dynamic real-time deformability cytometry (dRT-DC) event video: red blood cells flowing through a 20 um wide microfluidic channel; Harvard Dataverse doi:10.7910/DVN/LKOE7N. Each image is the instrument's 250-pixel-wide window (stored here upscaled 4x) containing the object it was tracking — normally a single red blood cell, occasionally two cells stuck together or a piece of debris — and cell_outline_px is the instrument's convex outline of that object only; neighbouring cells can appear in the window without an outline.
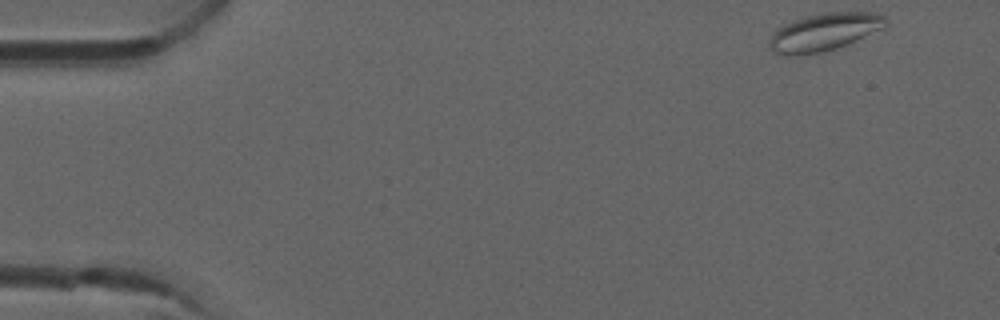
{"species": "common noctule bat (a hibernating species)", "species_latin": "Nyctalus noctula", "temperature_condition": "room temperature", "stored_images_in_passage": 7, "camera_frame_rate_fps": 3000, "um_per_image_px": 0.085, "animal": {"sex": "male", "forearm_length_mm": 52.5}, "frame": {"image": 1, "passage_image": 1, "time_ms": 0.0, "image_size_px": [1000, 320], "cell_outline_px": [[888, 20], [884, 28], [848, 44], [836, 48], [820, 52], [800, 56], [784, 56], [772, 52], [768, 44], [768, 40], [776, 28], [784, 24], [804, 16], [824, 12], [876, 12], [884, 16]], "centroid_in_image_um": [70.02, 2.73], "position_along_channel_um": 15.0, "area_um2": 25.95}}
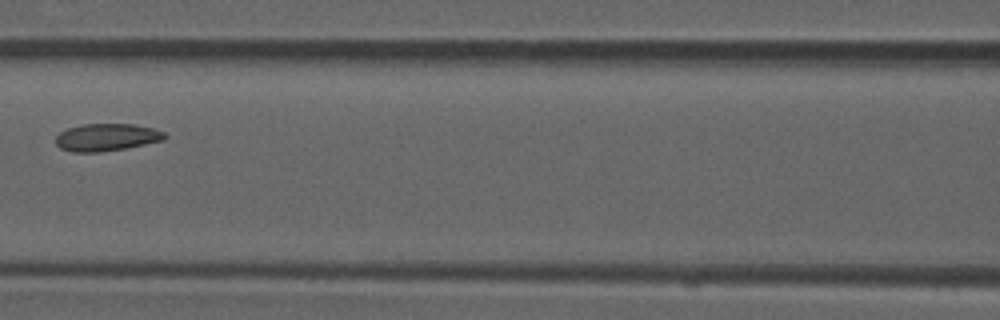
{"frame": {"image": 2, "passage_image": 6, "time_ms": 1.667, "image_size_px": [1000, 320], "cell_outline_px": [[168, 136], [164, 140], [124, 148], [100, 152], [72, 152], [60, 148], [56, 144], [56, 136], [60, 132], [68, 128], [84, 124], [136, 124], [152, 128], [164, 132]], "centroid_in_image_um": [9.06, 11.67], "position_along_channel_um": 157.5, "area_um2": 17.34}}
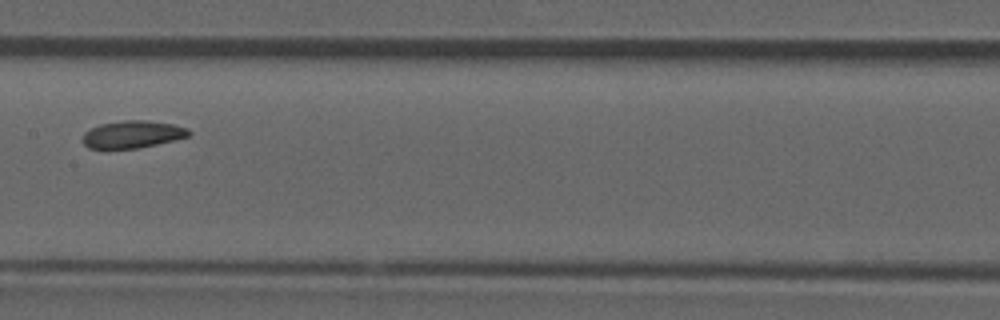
{"frame": {"image": 3, "passage_image": 7, "time_ms": 2.0, "image_size_px": [1000, 320], "cell_outline_px": [[192, 132], [188, 136], [156, 144], [136, 148], [88, 148], [80, 140], [84, 132], [100, 124], [124, 120], [148, 120], [172, 124], [188, 128]], "centroid_in_image_um": [11.23, 11.41], "position_along_channel_um": 196.2, "area_um2": 16.82}}